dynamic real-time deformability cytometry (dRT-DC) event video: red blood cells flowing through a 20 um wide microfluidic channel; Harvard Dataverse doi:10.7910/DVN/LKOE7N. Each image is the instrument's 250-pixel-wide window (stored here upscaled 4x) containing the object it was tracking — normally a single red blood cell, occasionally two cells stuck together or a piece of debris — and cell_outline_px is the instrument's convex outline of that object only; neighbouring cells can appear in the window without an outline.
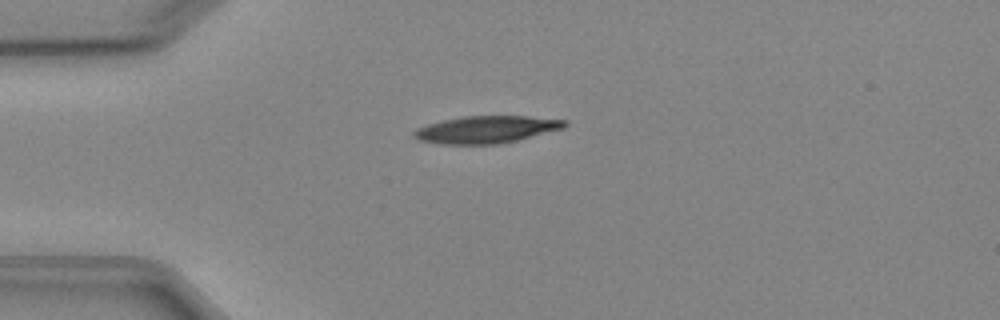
{"species": "Egyptian fruit bat (a non-hibernating species)", "species_latin": "Rousettus aegyptiacus", "temperature_condition": "cold", "stored_images_in_passage": 6, "camera_frame_rate_fps": 3000, "um_per_image_px": 0.085, "animal": {"sex": "female"}, "frame": {"image": 1, "passage_image": 4, "time_ms": 3.333, "image_size_px": [1000, 320], "cell_outline_px": [[568, 124], [564, 128], [500, 144], [440, 144], [420, 140], [412, 136], [412, 132], [416, 128], [428, 124], [444, 120], [464, 116], [528, 116], [568, 120]], "centroid_in_image_um": [41.34, 11.0], "position_along_channel_um": 43.7, "area_um2": 23.87}}